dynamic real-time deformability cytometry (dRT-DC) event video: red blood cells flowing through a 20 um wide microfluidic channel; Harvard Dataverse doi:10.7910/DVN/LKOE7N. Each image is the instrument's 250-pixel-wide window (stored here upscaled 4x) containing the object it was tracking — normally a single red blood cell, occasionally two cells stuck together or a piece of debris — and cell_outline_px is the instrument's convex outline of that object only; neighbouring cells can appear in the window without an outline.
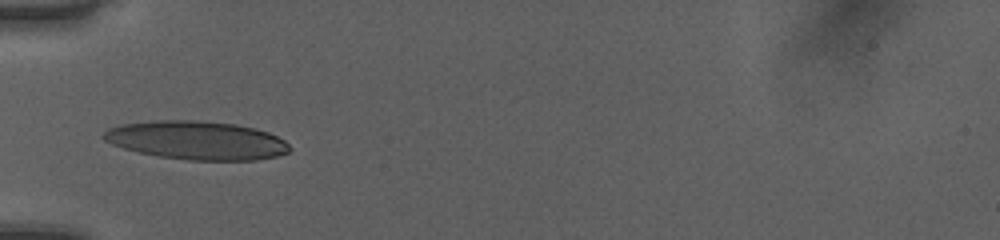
{"species": "human", "species_latin": "Homo sapiens", "temperature_condition": "room temperature", "stored_images_in_passage": 34, "camera_frame_rate_fps": 3000, "um_per_image_px": 0.085, "donor": {"sex": "female"}, "frame": {"image": 1, "passage_image": 1, "time_ms": 0.0, "image_size_px": [1000, 240], "cell_outline_px": [[292, 148], [288, 152], [276, 156], [256, 160], [188, 160], [160, 156], [140, 152], [124, 148], [112, 144], [104, 140], [100, 136], [108, 128], [120, 124], [156, 120], [196, 120], [236, 124], [256, 128], [268, 132], [284, 140]], "centroid_in_image_um": [16.71, 11.92], "position_along_channel_um": 68.3, "area_um2": 41.79}}
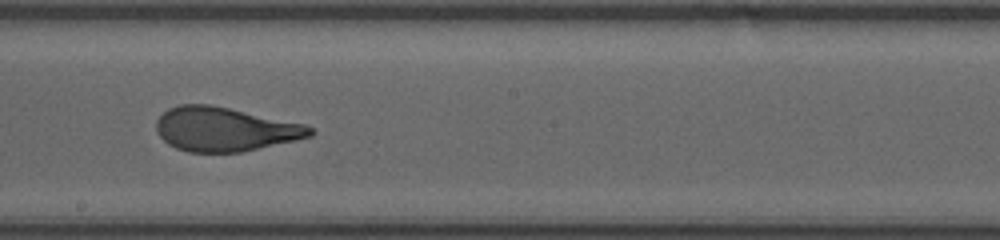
{"frame": {"image": 2, "passage_image": 13, "time_ms": 4.0, "image_size_px": [1000, 240], "cell_outline_px": [[316, 132], [312, 136], [296, 140], [240, 152], [188, 152], [176, 148], [168, 144], [156, 132], [156, 120], [168, 108], [180, 104], [212, 104], [304, 124], [312, 128]], "centroid_in_image_um": [19.09, 10.98], "position_along_channel_um": 229.1, "area_um2": 39.48}}
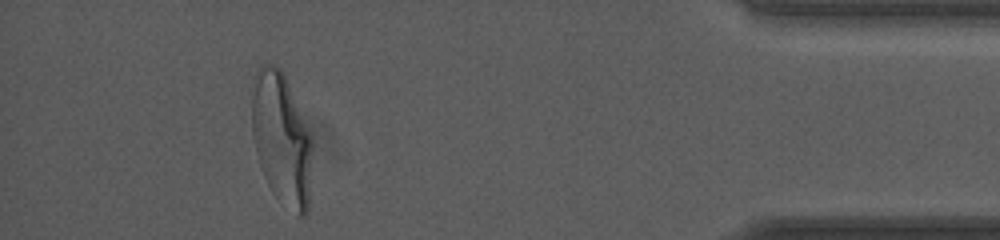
{"frame": {"image": 3, "passage_image": 30, "time_ms": 9.667, "image_size_px": [1000, 240], "cell_outline_px": [[312, 144], [308, 212], [304, 216], [296, 216], [272, 192], [264, 176], [256, 152], [252, 136], [252, 100], [256, 72], [260, 64], [272, 64], [280, 68], [284, 72], [312, 140]], "centroid_in_image_um": [23.93, 11.81], "position_along_channel_um": 411.3, "area_um2": 46.18}, "authors_computed_cell_mechanics": {"area_um2": 40.6623, "velocity_mm_per_s": 4.0543, "shape_relaxation_time_tau1_ms": 5.1372, "shape_relaxation_time_tau2_ms": 0.7943, "deformation_change_tau1": 0.2299, "deformation_change_tau2": 0.0858}}